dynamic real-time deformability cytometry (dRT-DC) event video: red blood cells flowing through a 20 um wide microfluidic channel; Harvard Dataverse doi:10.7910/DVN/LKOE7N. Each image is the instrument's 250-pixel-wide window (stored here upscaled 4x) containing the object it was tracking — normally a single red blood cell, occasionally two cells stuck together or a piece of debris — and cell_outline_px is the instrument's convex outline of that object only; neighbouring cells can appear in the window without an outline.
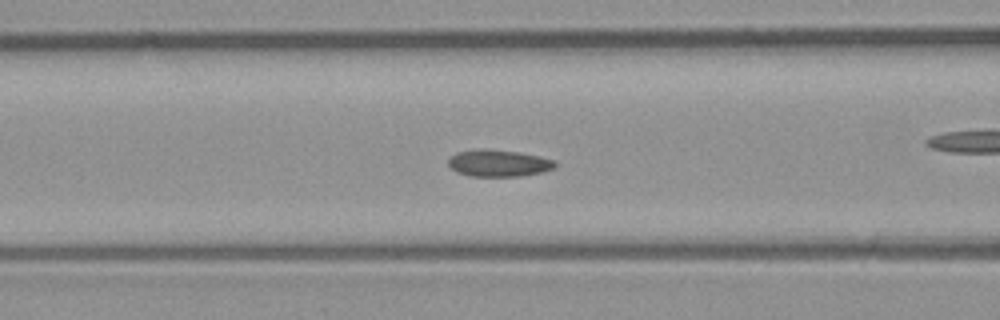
{"species": "common noctule bat (a hibernating species)", "species_latin": "Nyctalus noctula", "temperature_condition": "room temperature", "stored_images_in_passage": 50, "camera_frame_rate_fps": 3000, "um_per_image_px": 0.085, "animal": {"sex": "male", "body_mass_g": 23.1, "forearm_length_mm": 52.7}, "frame": {"image": 1, "passage_image": 18, "time_ms": 5.667, "image_size_px": [1000, 320], "cell_outline_px": [[556, 168], [544, 172], [520, 176], [468, 176], [456, 172], [448, 164], [448, 160], [456, 152], [520, 152], [552, 160], [556, 164]], "centroid_in_image_um": [42.42, 13.94], "position_along_channel_um": 124.2, "area_um2": 15.78}}
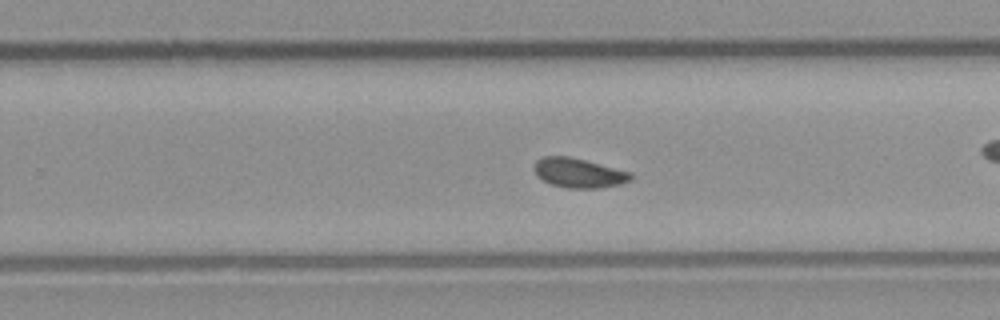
{"frame": {"image": 2, "passage_image": 30, "time_ms": 9.667, "image_size_px": [1000, 320], "cell_outline_px": [[632, 180], [620, 184], [596, 188], [568, 188], [552, 184], [536, 176], [532, 168], [532, 164], [536, 160], [544, 156], [568, 156], [632, 172]], "centroid_in_image_um": [49.15, 14.69], "position_along_channel_um": 280.6, "area_um2": 16.65}}
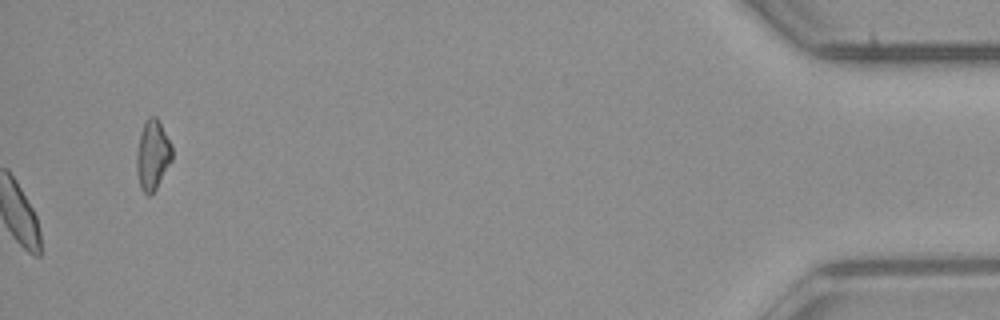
{"frame": {"image": 3, "passage_image": 50, "time_ms": 16.333, "image_size_px": [1000, 320], "cell_outline_px": [[172, 160], [152, 196], [148, 196], [140, 188], [136, 168], [136, 156], [140, 132], [144, 120], [148, 116], [156, 116], [172, 148]], "centroid_in_image_um": [12.95, 13.2], "position_along_channel_um": 422.3, "area_um2": 14.45}, "authors_computed_cell_mechanics": {"area_um2": 16.5019, "velocity_mm_per_s": 3.9057, "shape_relaxation_time_tau1_ms": null, "shape_relaxation_time_tau2_ms": 2.8366, "deformation_change_tau1": null, "deformation_change_tau2": 0.0515}}